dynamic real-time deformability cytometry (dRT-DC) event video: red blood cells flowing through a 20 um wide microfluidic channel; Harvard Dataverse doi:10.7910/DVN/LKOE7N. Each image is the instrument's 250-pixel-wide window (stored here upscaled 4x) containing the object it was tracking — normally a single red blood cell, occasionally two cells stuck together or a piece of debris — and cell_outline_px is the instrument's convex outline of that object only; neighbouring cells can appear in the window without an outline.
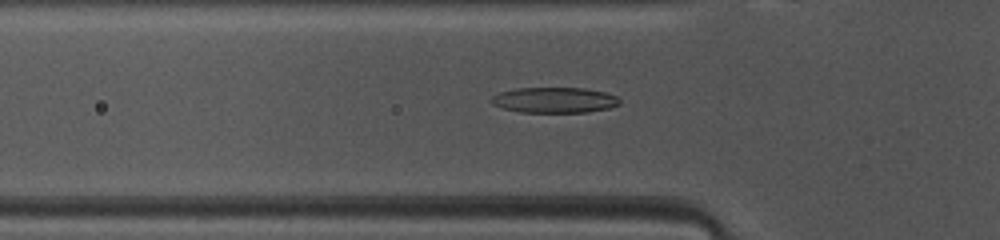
{"species": "common noctule bat (a hibernating species)", "species_latin": "Nyctalus noctula", "temperature_condition": "warm", "stored_images_in_passage": 47, "camera_frame_rate_fps": 3000, "um_per_image_px": 0.085, "animal": {"sex": "female", "body_mass_g": 10.0, "forearm_length_mm": 53.1}, "frame": {"image": 1, "passage_image": 14, "time_ms": 4.333, "image_size_px": [1000, 240], "cell_outline_px": [[620, 104], [608, 108], [588, 112], [520, 112], [504, 108], [492, 104], [488, 100], [492, 96], [500, 92], [516, 88], [584, 88], [604, 92], [616, 96], [620, 100]], "centroid_in_image_um": [47.1, 8.5], "position_along_channel_um": 78.7, "area_um2": 19.07}}
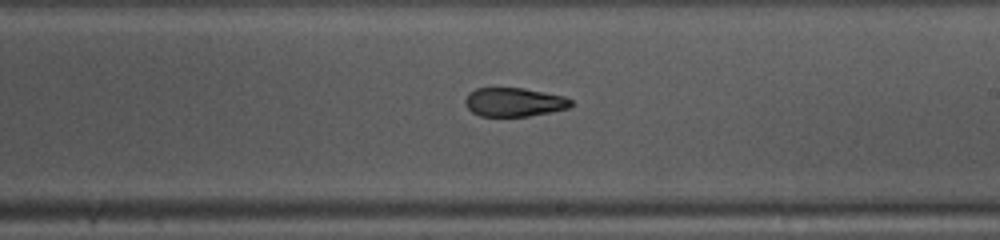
{"frame": {"image": 2, "passage_image": 26, "time_ms": 8.333, "image_size_px": [1000, 240], "cell_outline_px": [[572, 104], [568, 108], [528, 116], [480, 116], [472, 112], [464, 104], [464, 100], [468, 92], [476, 88], [524, 88], [564, 96], [572, 100]], "centroid_in_image_um": [43.66, 8.67], "position_along_channel_um": 245.3, "area_um2": 17.74}}
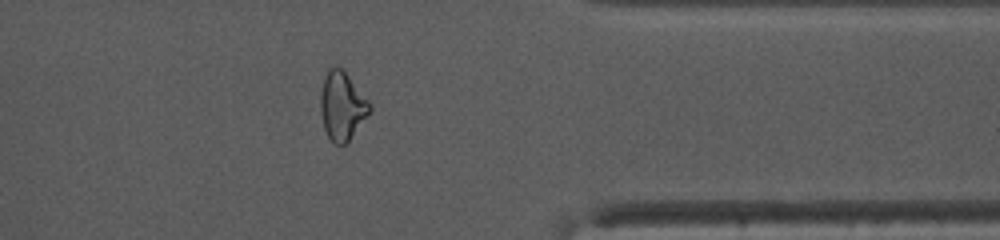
{"frame": {"image": 3, "passage_image": 37, "time_ms": 12.0, "image_size_px": [1000, 240], "cell_outline_px": [[372, 108], [348, 140], [344, 144], [336, 144], [328, 136], [324, 128], [320, 112], [320, 92], [324, 76], [328, 68], [336, 64], [344, 68], [372, 104]], "centroid_in_image_um": [29.06, 8.9], "position_along_channel_um": 382.3, "area_um2": 19.77}, "authors_computed_cell_mechanics": {"area_um2": 19.5364, "velocity_mm_per_s": 4.1368, "shape_relaxation_time_tau1_ms": null, "shape_relaxation_time_tau2_ms": 1.7945, "deformation_change_tau1": null, "deformation_change_tau2": 0.095}}